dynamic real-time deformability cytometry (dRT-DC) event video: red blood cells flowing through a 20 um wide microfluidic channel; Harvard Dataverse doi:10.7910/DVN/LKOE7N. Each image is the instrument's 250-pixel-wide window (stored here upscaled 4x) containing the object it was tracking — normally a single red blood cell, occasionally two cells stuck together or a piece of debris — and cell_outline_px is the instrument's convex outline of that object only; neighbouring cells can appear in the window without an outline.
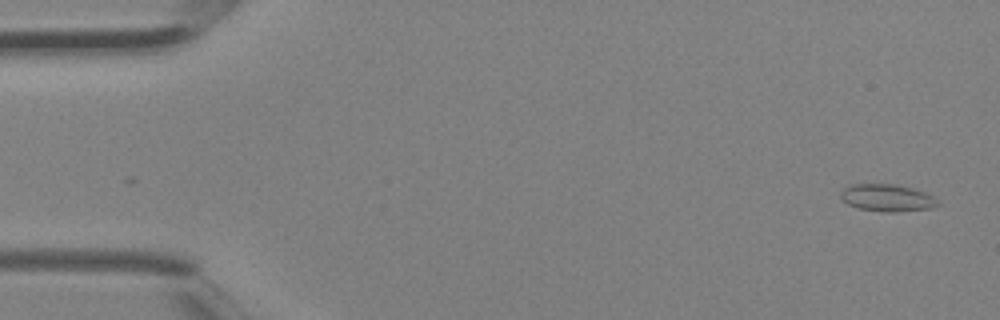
{"species": "Egyptian fruit bat (a non-hibernating species)", "species_latin": "Rousettus aegyptiacus", "temperature_condition": "room temperature", "stored_images_in_passage": 2, "camera_frame_rate_fps": 3000, "um_per_image_px": 0.085, "animal": {"sex": "female"}, "frame": {"image": 1, "passage_image": 2, "time_ms": 0.333, "image_size_px": [1000, 320], "cell_outline_px": [[940, 204], [932, 208], [896, 212], [888, 212], [860, 208], [848, 204], [840, 200], [840, 192], [848, 184], [896, 184], [912, 188], [924, 192], [940, 200]], "centroid_in_image_um": [75.4, 16.81], "position_along_channel_um": 9.6, "area_um2": 15.49}}